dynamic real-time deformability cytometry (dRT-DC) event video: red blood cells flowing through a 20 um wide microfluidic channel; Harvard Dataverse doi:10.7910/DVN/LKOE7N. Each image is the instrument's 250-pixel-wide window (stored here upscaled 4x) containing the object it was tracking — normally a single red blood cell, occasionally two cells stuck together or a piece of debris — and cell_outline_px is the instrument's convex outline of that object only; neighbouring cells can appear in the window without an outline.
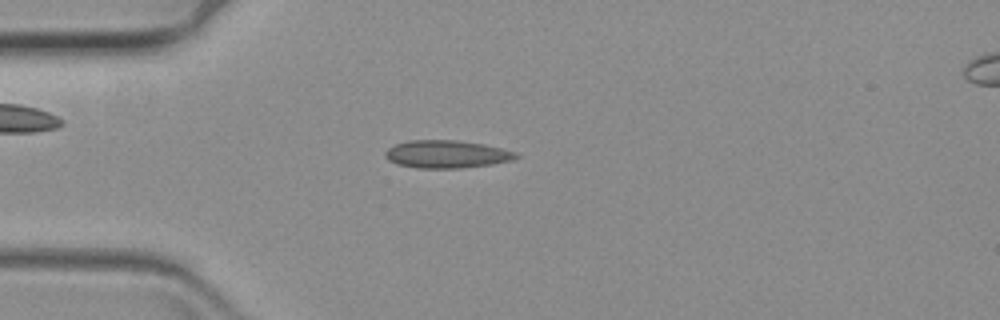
{"species": "common noctule bat (a hibernating species)", "species_latin": "Nyctalus noctula", "temperature_condition": "warm", "stored_images_in_passage": 60, "camera_frame_rate_fps": 3000, "um_per_image_px": 0.085, "animal": {"sex": "female", "body_mass_g": 19.3, "forearm_length_mm": 54.1}, "frame": {"image": 1, "passage_image": 15, "time_ms": 4.667, "image_size_px": [1000, 320], "cell_outline_px": [[520, 156], [512, 160], [492, 164], [460, 168], [416, 168], [396, 164], [388, 160], [384, 156], [384, 152], [388, 148], [396, 144], [408, 140], [460, 140], [484, 144], [516, 152]], "centroid_in_image_um": [37.94, 13.1], "position_along_channel_um": 47.1, "area_um2": 21.27}}
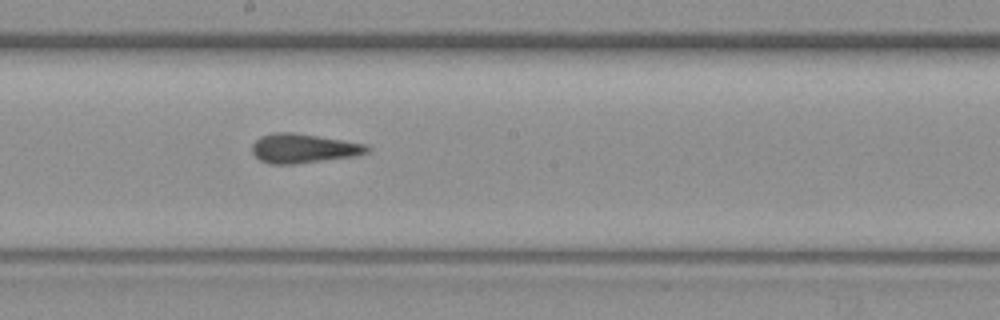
{"frame": {"image": 2, "passage_image": 32, "time_ms": 10.333, "image_size_px": [1000, 320], "cell_outline_px": [[368, 152], [356, 156], [296, 164], [268, 164], [260, 160], [252, 152], [252, 144], [260, 136], [272, 132], [292, 132], [368, 144]], "centroid_in_image_um": [25.77, 12.61], "position_along_channel_um": 222.4, "area_um2": 19.71}}
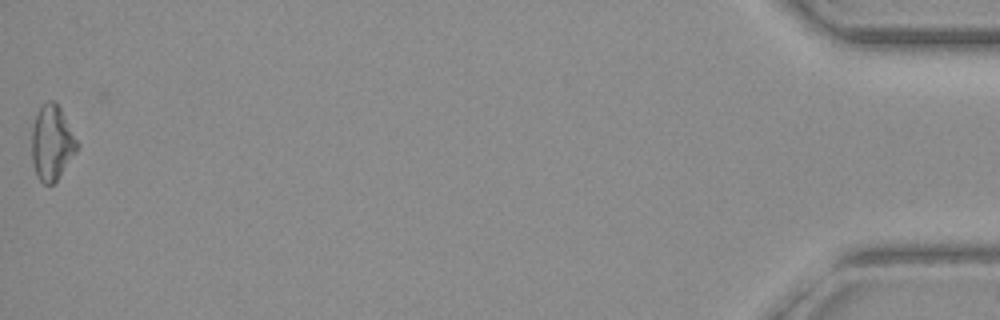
{"frame": {"image": 3, "passage_image": 60, "time_ms": 19.667, "image_size_px": [1000, 320], "cell_outline_px": [[80, 144], [76, 152], [56, 180], [52, 184], [44, 184], [36, 176], [32, 160], [32, 128], [40, 104], [48, 100], [56, 100]], "centroid_in_image_um": [4.41, 12.1], "position_along_channel_um": 430.8, "area_um2": 19.88}}